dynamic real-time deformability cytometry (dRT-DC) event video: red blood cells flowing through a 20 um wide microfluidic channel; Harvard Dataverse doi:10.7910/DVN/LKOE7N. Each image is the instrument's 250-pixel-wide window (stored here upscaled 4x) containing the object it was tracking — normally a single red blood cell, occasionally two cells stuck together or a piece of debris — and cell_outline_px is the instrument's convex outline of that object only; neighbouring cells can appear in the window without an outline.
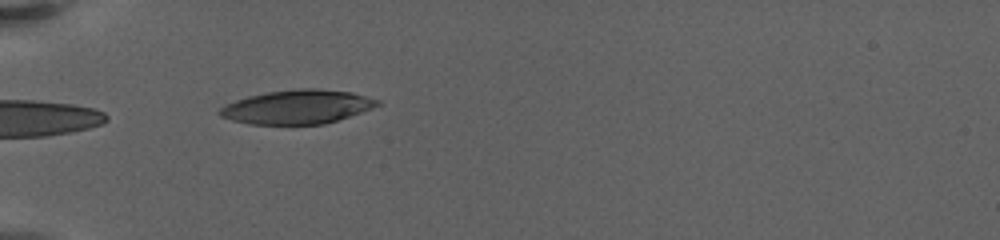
{"species": "human", "species_latin": "Homo sapiens", "temperature_condition": "warm", "stored_images_in_passage": 4, "camera_frame_rate_fps": 3000, "um_per_image_px": 0.085, "donor": {"sex": "female"}, "frame": {"image": 1, "passage_image": 1, "time_ms": 0.0, "image_size_px": [1000, 240], "cell_outline_px": [[380, 104], [372, 108], [324, 124], [248, 124], [232, 120], [220, 116], [216, 112], [224, 104], [248, 96], [268, 92], [300, 88], [316, 88], [352, 92], [380, 100]], "centroid_in_image_um": [25.23, 9.08], "position_along_channel_um": 59.8, "area_um2": 31.1}}
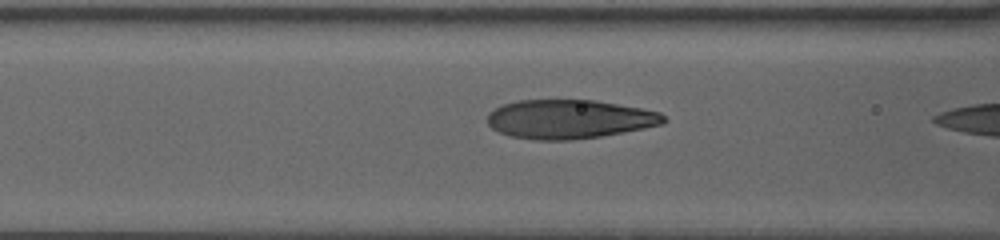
{"frame": {"image": 2, "passage_image": 3, "time_ms": 1.0, "image_size_px": [1000, 240], "cell_outline_px": [[668, 120], [664, 124], [644, 128], [600, 136], [572, 140], [540, 140], [512, 136], [500, 132], [492, 128], [488, 124], [488, 112], [500, 104], [520, 100], [596, 100], [644, 108], [660, 112]], "centroid_in_image_um": [48.41, 10.11], "position_along_channel_um": 118.2, "area_um2": 40.17}}